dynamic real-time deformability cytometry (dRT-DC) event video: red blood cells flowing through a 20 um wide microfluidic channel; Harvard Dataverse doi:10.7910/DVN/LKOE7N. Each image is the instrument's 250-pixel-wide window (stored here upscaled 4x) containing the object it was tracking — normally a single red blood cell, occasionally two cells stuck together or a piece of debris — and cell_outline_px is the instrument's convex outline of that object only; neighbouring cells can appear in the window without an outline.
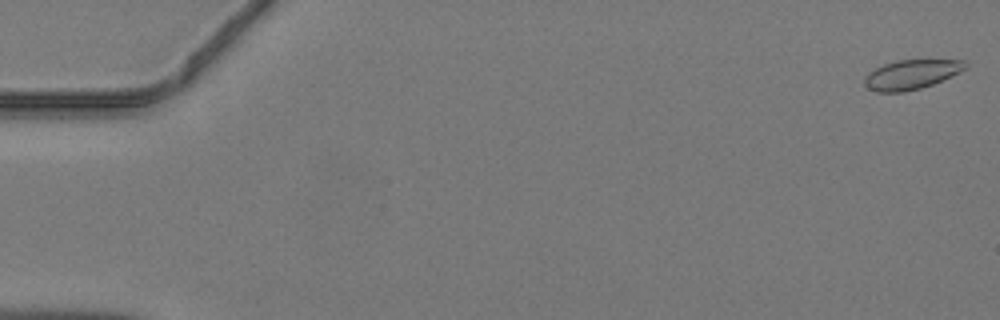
{"species": "common noctule bat (a hibernating species)", "species_latin": "Nyctalus noctula", "temperature_condition": "warm", "stored_images_in_passage": 46, "camera_frame_rate_fps": 3000, "um_per_image_px": 0.085, "animal": {"sex": "male", "body_mass_g": 19.2, "forearm_length_mm": 51.8}, "frame": {"image": 1, "passage_image": 1, "time_ms": 0.0, "image_size_px": [1000, 320], "cell_outline_px": [[968, 64], [964, 68], [932, 84], [920, 88], [904, 92], [876, 92], [868, 88], [864, 84], [864, 76], [868, 72], [884, 64], [896, 60], [964, 60]], "centroid_in_image_um": [77.38, 6.33], "position_along_channel_um": 7.6, "area_um2": 16.99}}
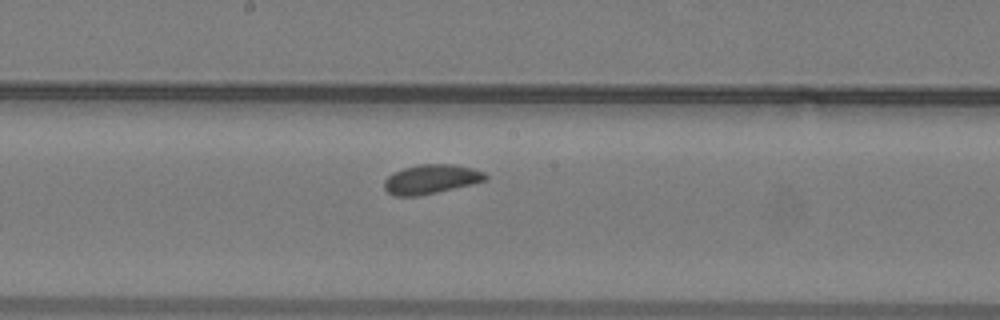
{"frame": {"image": 2, "passage_image": 26, "time_ms": 8.333, "image_size_px": [1000, 320], "cell_outline_px": [[488, 180], [472, 184], [436, 192], [416, 196], [392, 196], [384, 188], [384, 180], [392, 172], [404, 168], [420, 164], [456, 164], [472, 168], [484, 172], [488, 176]], "centroid_in_image_um": [36.64, 15.22], "position_along_channel_um": 211.6, "area_um2": 17.34}}
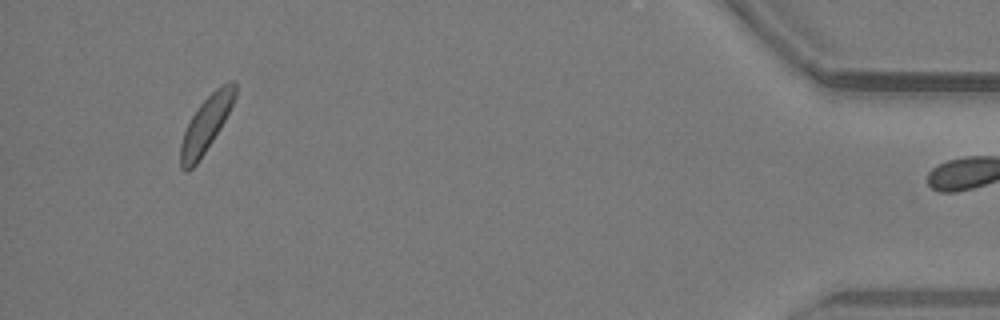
{"frame": {"image": 3, "passage_image": 45, "time_ms": 14.667, "image_size_px": [1000, 320], "cell_outline_px": [[236, 96], [220, 128], [196, 164], [188, 172], [184, 172], [180, 168], [180, 144], [184, 132], [192, 116], [200, 104], [220, 84], [228, 80], [232, 80], [236, 84]], "centroid_in_image_um": [17.5, 10.55], "position_along_channel_um": 417.7, "area_um2": 17.34}}